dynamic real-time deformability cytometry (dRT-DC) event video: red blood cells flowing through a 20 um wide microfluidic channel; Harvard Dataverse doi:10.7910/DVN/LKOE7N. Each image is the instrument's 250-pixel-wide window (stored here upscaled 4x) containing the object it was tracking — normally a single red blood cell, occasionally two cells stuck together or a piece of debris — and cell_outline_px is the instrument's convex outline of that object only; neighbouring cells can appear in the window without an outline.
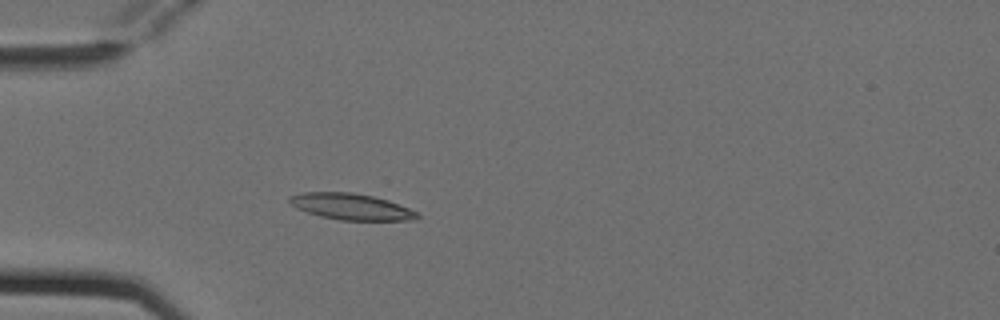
{"species": "Egyptian fruit bat (a non-hibernating species)", "species_latin": "Rousettus aegyptiacus", "temperature_condition": "cold", "stored_images_in_passage": 3, "camera_frame_rate_fps": 3000, "um_per_image_px": 0.085, "animal": {"sex": "female"}, "frame": {"image": 1, "passage_image": 3, "time_ms": 0.667, "image_size_px": [1000, 320], "cell_outline_px": [[420, 216], [416, 220], [340, 220], [320, 216], [296, 208], [288, 200], [288, 196], [300, 192], [352, 192], [372, 196], [388, 200], [408, 208], [416, 212]], "centroid_in_image_um": [29.82, 17.56], "position_along_channel_um": 55.2, "area_um2": 19.48}}